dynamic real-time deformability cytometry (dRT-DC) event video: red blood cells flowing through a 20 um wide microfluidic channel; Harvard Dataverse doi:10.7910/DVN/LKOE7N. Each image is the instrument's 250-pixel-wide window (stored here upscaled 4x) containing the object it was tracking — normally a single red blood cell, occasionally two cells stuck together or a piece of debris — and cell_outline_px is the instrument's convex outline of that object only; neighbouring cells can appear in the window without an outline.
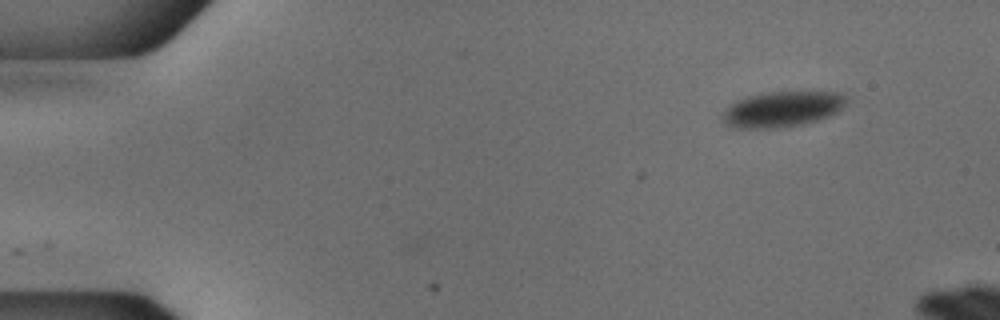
{"species": "common noctule bat (a hibernating species)", "species_latin": "Nyctalus noctula", "temperature_condition": "cold", "stored_images_in_passage": 10, "camera_frame_rate_fps": 3000, "um_per_image_px": 0.085, "animal": {"sex": "male", "body_mass_g": 18.8}, "frame": {"image": 1, "passage_image": 1, "time_ms": 0.0, "image_size_px": [1000, 320], "cell_outline_px": [[844, 104], [836, 112], [820, 120], [804, 124], [780, 128], [732, 128], [724, 124], [720, 120], [724, 112], [736, 100], [748, 96], [768, 92], [840, 92], [844, 96]], "centroid_in_image_um": [66.44, 9.3], "position_along_channel_um": 18.6, "area_um2": 25.61}}